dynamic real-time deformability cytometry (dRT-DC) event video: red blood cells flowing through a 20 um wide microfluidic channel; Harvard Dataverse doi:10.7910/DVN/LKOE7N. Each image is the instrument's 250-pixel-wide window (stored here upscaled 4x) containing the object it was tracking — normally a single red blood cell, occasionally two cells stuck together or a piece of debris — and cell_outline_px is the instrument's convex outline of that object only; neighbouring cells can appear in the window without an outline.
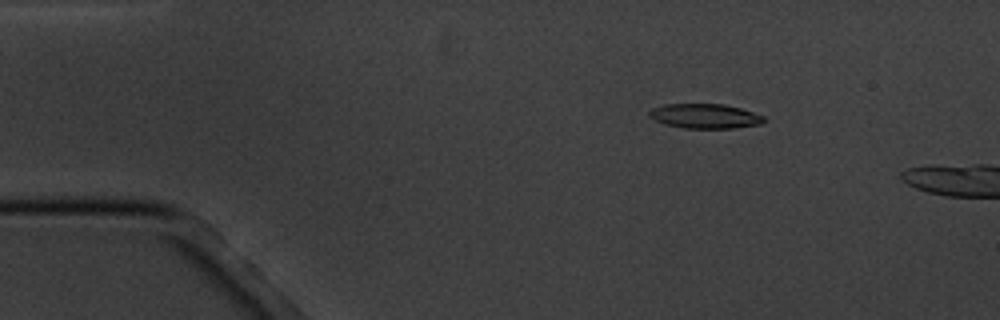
{"species": "common noctule bat (a hibernating species)", "species_latin": "Nyctalus noctula", "temperature_condition": "cold", "stored_images_in_passage": 6, "camera_frame_rate_fps": 3000, "um_per_image_px": 0.085, "animal": {"sex": "male", "body_mass_g": 20.1, "forearm_length_mm": 53.5}, "frame": {"image": 1, "passage_image": 3, "time_ms": 2.667, "image_size_px": [1000, 320], "cell_outline_px": [[768, 120], [760, 124], [732, 128], [684, 128], [664, 124], [648, 116], [648, 112], [652, 108], [664, 104], [724, 104], [740, 108], [764, 116]], "centroid_in_image_um": [59.92, 9.86], "position_along_channel_um": 25.1, "area_um2": 16.47}}